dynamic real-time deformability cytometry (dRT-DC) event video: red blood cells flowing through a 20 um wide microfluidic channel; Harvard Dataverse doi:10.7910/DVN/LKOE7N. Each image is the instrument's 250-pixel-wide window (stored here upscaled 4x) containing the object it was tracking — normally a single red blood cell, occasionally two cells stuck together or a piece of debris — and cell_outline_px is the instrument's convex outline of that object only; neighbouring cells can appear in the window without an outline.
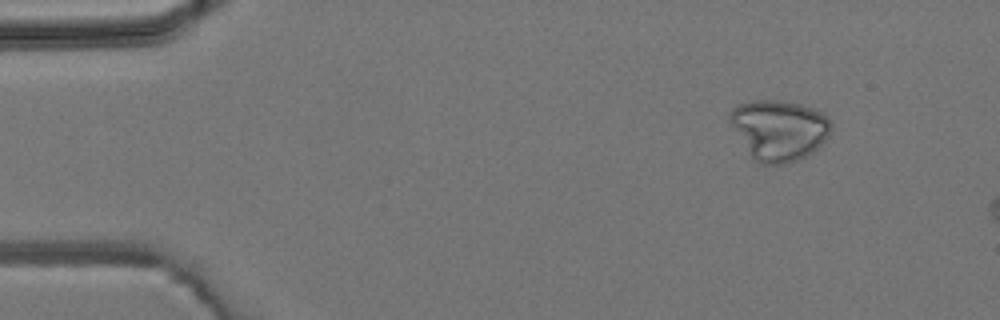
{"species": "common noctule bat (a hibernating species)", "species_latin": "Nyctalus noctula", "temperature_condition": "room temperature", "stored_images_in_passage": 5, "camera_frame_rate_fps": 3000, "um_per_image_px": 0.085, "animal": {"sex": "male", "body_mass_g": 19.2, "forearm_length_mm": 51.8}, "frame": {"image": 1, "passage_image": 1, "time_ms": 0.0, "image_size_px": [1000, 320], "cell_outline_px": [[832, 128], [828, 136], [812, 152], [788, 164], [764, 164], [752, 160], [732, 124], [728, 116], [728, 112], [732, 108], [740, 104], [752, 100], [780, 100], [800, 104], [816, 108], [824, 112], [828, 116], [832, 124]], "centroid_in_image_um": [66.23, 11.03], "position_along_channel_um": 18.8, "area_um2": 35.84}}